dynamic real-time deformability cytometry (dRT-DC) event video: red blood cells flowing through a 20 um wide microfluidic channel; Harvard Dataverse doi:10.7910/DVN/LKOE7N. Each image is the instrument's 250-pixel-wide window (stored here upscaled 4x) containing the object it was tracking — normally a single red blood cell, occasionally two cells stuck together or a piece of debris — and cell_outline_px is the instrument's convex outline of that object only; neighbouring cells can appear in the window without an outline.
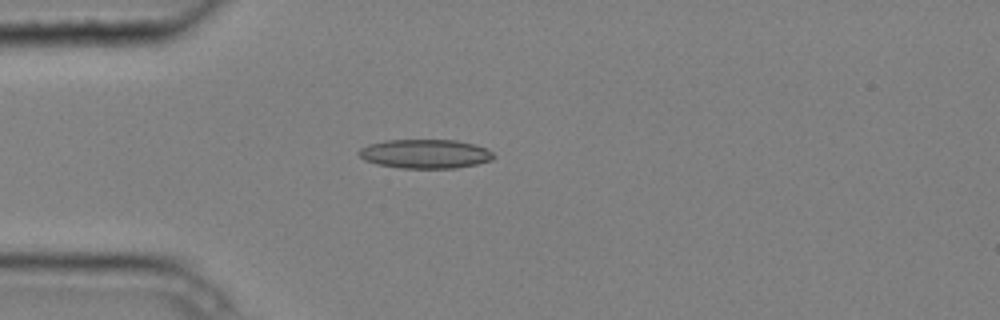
{"species": "common noctule bat (a hibernating species)", "species_latin": "Nyctalus noctula", "temperature_condition": "cold", "stored_images_in_passage": 4, "camera_frame_rate_fps": 3000, "um_per_image_px": 0.085, "animal": {"sex": "male", "body_mass_g": 20.4}, "frame": {"image": 1, "passage_image": 4, "time_ms": 1.0, "image_size_px": [1000, 320], "cell_outline_px": [[496, 156], [492, 160], [476, 164], [456, 168], [400, 168], [376, 164], [364, 160], [356, 152], [360, 148], [368, 144], [384, 140], [456, 140], [488, 148]], "centroid_in_image_um": [36.13, 13.07], "position_along_channel_um": 48.9, "area_um2": 23.0}}